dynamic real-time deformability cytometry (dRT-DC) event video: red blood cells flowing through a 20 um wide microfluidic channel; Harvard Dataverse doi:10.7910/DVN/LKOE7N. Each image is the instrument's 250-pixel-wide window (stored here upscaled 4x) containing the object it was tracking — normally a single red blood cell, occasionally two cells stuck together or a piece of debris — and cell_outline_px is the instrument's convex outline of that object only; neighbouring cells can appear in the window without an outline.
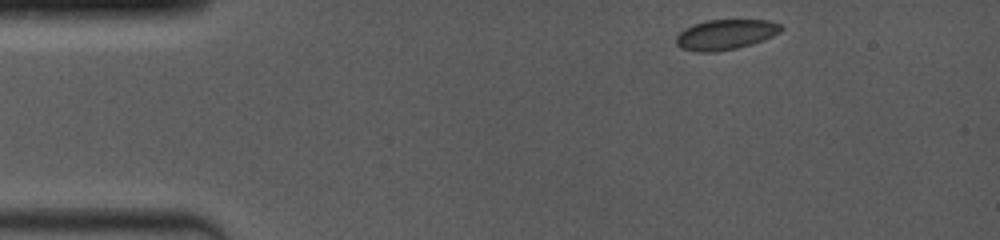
{"species": "common noctule bat (a hibernating species)", "species_latin": "Nyctalus noctula", "temperature_condition": "room temperature", "stored_images_in_passage": 53, "camera_frame_rate_fps": 4000, "um_per_image_px": 0.085, "animal": {"sex": "female", "body_mass_g": 19.0, "forearm_length_mm": 53.3}, "frame": {"image": 1, "passage_image": 1, "time_ms": 0.0, "image_size_px": [1000, 240], "cell_outline_px": [[784, 28], [780, 32], [764, 40], [752, 44], [736, 48], [716, 52], [696, 52], [680, 48], [676, 44], [676, 36], [684, 28], [708, 20], [772, 20], [780, 24]], "centroid_in_image_um": [61.68, 2.94], "position_along_channel_um": 23.3, "area_um2": 18.55}}
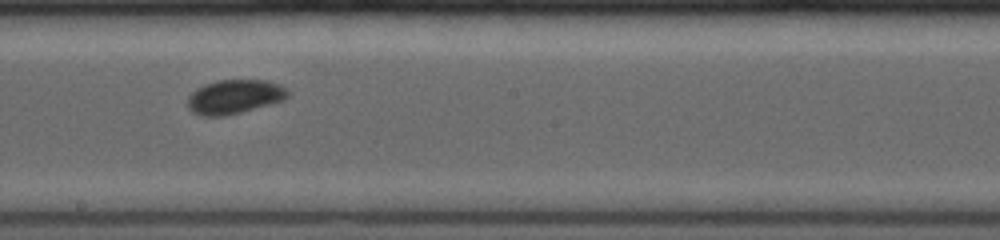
{"frame": {"image": 2, "passage_image": 30, "time_ms": 7.0, "image_size_px": [1000, 240], "cell_outline_px": [[288, 96], [284, 100], [240, 112], [224, 116], [200, 116], [192, 112], [188, 108], [188, 96], [196, 88], [204, 84], [216, 80], [264, 80], [280, 84], [288, 88]], "centroid_in_image_um": [19.91, 8.21], "position_along_channel_um": 228.3, "area_um2": 20.0}}
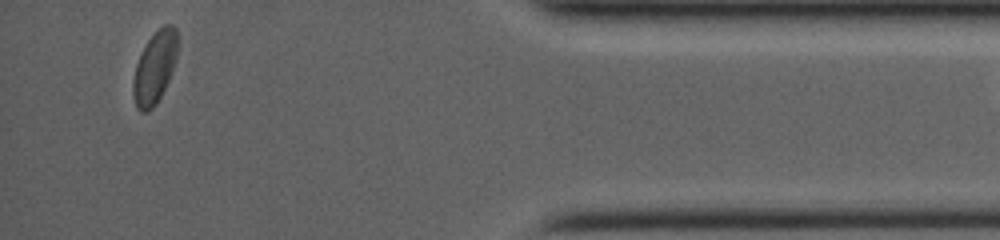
{"frame": {"image": 3, "passage_image": 51, "time_ms": 12.75, "image_size_px": [1000, 240], "cell_outline_px": [[176, 60], [168, 80], [156, 104], [152, 108], [144, 112], [140, 112], [136, 108], [132, 96], [132, 84], [136, 64], [140, 52], [156, 28], [164, 24], [172, 24], [176, 28]], "centroid_in_image_um": [13.11, 5.72], "position_along_channel_um": 422.1, "area_um2": 18.73}}